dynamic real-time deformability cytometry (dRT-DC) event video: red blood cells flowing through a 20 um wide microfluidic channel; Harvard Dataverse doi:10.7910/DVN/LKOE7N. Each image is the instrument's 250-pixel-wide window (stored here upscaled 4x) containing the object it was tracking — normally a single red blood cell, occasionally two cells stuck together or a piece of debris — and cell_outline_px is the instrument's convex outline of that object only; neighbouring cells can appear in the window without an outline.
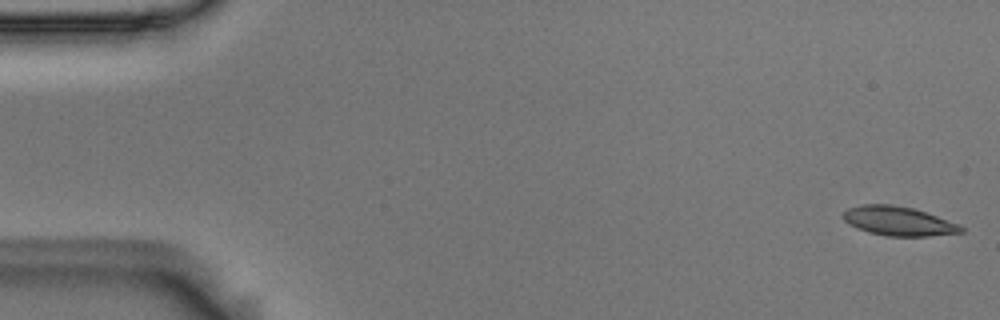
{"species": "Egyptian fruit bat (a non-hibernating species)", "species_latin": "Rousettus aegyptiacus", "temperature_condition": "room temperature", "stored_images_in_passage": 55, "camera_frame_rate_fps": 3000, "um_per_image_px": 0.085, "animal": {"sex": "male"}, "frame": {"image": 1, "passage_image": 1, "time_ms": 0.0, "image_size_px": [1000, 320], "cell_outline_px": [[964, 232], [928, 236], [888, 236], [868, 232], [856, 228], [848, 224], [840, 216], [848, 208], [860, 204], [892, 204], [912, 208], [960, 224], [964, 228]], "centroid_in_image_um": [76.33, 18.79], "position_along_channel_um": 8.7, "area_um2": 20.11}}
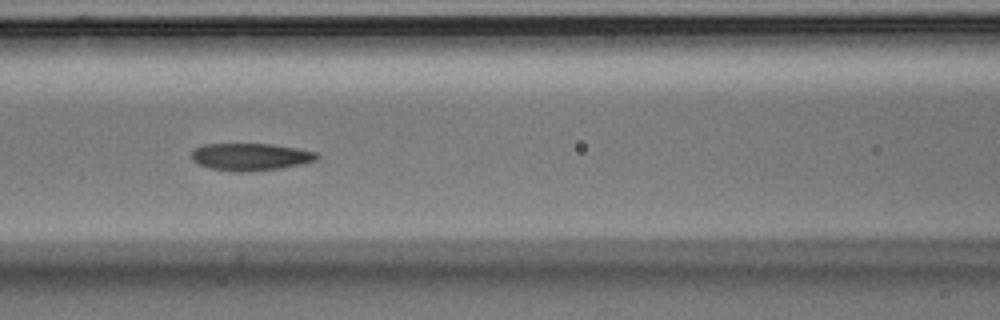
{"frame": {"image": 2, "passage_image": 23, "time_ms": 7.333, "image_size_px": [1000, 320], "cell_outline_px": [[320, 156], [316, 160], [300, 164], [280, 168], [248, 172], [236, 172], [208, 168], [192, 160], [192, 152], [196, 148], [204, 144], [272, 144], [296, 148], [316, 152]], "centroid_in_image_um": [21.29, 13.33], "position_along_channel_um": 145.3, "area_um2": 19.88}}
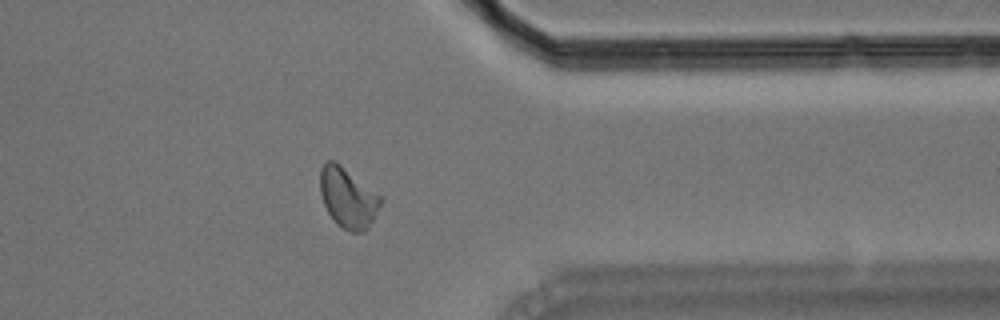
{"frame": {"image": 3, "passage_image": 43, "time_ms": 14.0, "image_size_px": [1000, 320], "cell_outline_px": [[384, 200], [368, 228], [364, 232], [352, 232], [336, 224], [328, 212], [324, 204], [320, 192], [320, 168], [328, 160], [332, 160], [340, 164], [380, 196]], "centroid_in_image_um": [29.57, 16.82], "position_along_channel_um": 381.8, "area_um2": 20.98}, "authors_computed_cell_mechanics": {"area_um2": 20.1144, "velocity_mm_per_s": 3.6952, "shape_relaxation_time_tau1_ms": 5.4804, "shape_relaxation_time_tau2_ms": 2.7389, "deformation_change_tau1": 0.153, "deformation_change_tau2": 0.0777}}